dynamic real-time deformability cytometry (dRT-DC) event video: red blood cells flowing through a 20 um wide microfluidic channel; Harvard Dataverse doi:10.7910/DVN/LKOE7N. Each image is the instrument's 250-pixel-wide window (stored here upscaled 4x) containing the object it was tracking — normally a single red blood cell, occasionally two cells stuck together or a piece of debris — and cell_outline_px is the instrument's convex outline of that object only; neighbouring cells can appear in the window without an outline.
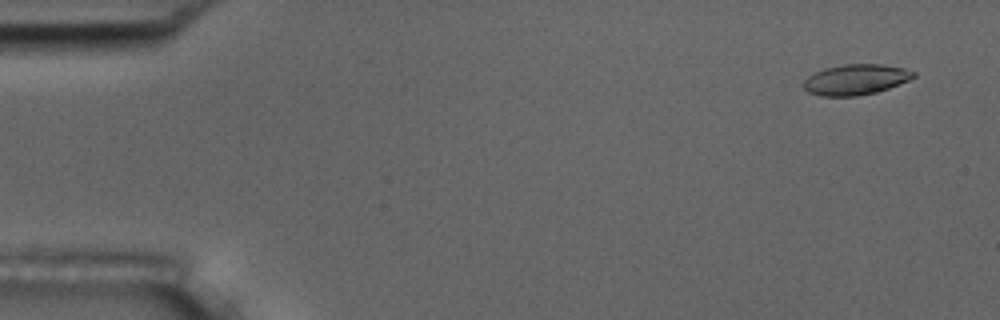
{"species": "common noctule bat (a hibernating species)", "species_latin": "Nyctalus noctula", "temperature_condition": "room temperature", "stored_images_in_passage": 4, "camera_frame_rate_fps": 3000, "um_per_image_px": 0.085, "animal": {"sex": "male", "body_mass_g": 17.5, "forearm_length_mm": 52.3}, "frame": {"image": 1, "passage_image": 1, "time_ms": 0.0, "image_size_px": [1000, 320], "cell_outline_px": [[916, 76], [908, 80], [888, 88], [876, 92], [856, 96], [820, 96], [808, 92], [804, 88], [804, 80], [808, 76], [824, 68], [844, 64], [884, 64], [904, 68], [916, 72]], "centroid_in_image_um": [72.74, 6.76], "position_along_channel_um": 12.3, "area_um2": 19.54}}
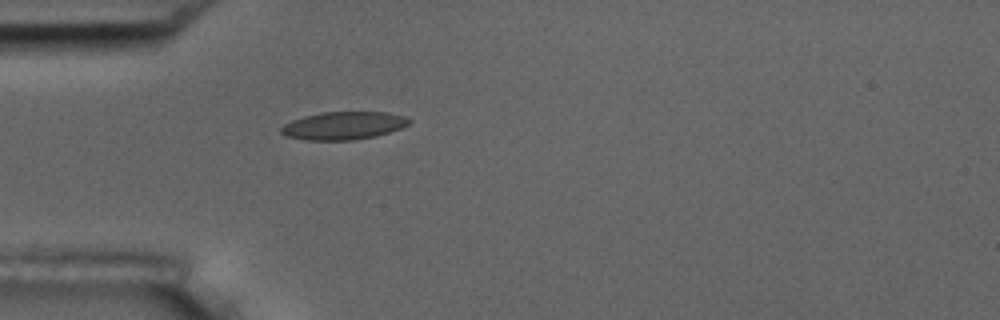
{"frame": {"image": 2, "passage_image": 4, "time_ms": 4.333, "image_size_px": [1000, 320], "cell_outline_px": [[412, 120], [408, 124], [400, 128], [376, 136], [352, 140], [304, 140], [284, 136], [280, 132], [280, 128], [284, 124], [292, 120], [304, 116], [320, 112], [388, 112], [404, 116]], "centroid_in_image_um": [29.16, 10.68], "position_along_channel_um": 55.8, "area_um2": 20.87}}